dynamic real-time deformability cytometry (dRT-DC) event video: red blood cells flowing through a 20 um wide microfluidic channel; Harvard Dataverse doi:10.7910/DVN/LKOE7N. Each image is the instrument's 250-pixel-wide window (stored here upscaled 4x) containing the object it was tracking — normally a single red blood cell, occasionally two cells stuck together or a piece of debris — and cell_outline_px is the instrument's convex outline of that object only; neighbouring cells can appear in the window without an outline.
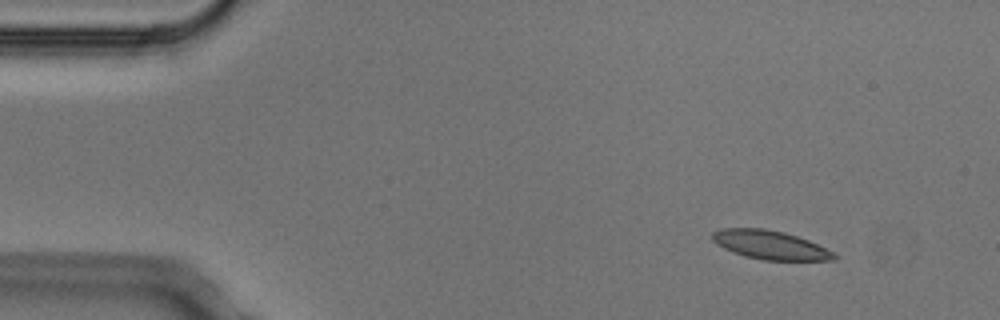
{"species": "Egyptian fruit bat (a non-hibernating species)", "species_latin": "Rousettus aegyptiacus", "temperature_condition": "cold", "stored_images_in_passage": 4, "camera_frame_rate_fps": 3000, "um_per_image_px": 0.085, "animal": {"sex": "male"}, "frame": {"image": 1, "passage_image": 1, "time_ms": 0.0, "image_size_px": [1000, 320], "cell_outline_px": [[836, 260], [764, 260], [744, 256], [732, 252], [716, 244], [712, 240], [712, 232], [720, 228], [764, 228], [784, 232], [808, 240], [836, 252]], "centroid_in_image_um": [65.46, 20.82], "position_along_channel_um": 19.5, "area_um2": 20.52}}
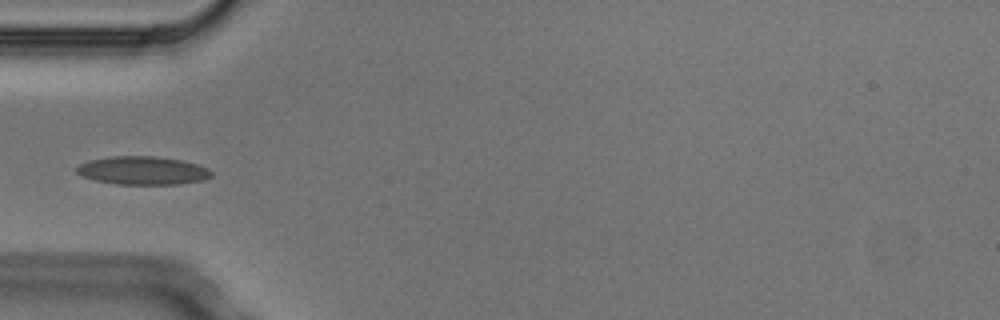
{"frame": {"image": 2, "passage_image": 4, "time_ms": 1.0, "image_size_px": [1000, 320], "cell_outline_px": [[212, 176], [204, 180], [180, 184], [116, 184], [96, 180], [84, 176], [76, 172], [72, 168], [88, 160], [112, 156], [156, 156], [180, 160], [196, 164], [208, 168], [212, 172]], "centroid_in_image_um": [12.12, 14.49], "position_along_channel_um": 72.9, "area_um2": 22.25}}